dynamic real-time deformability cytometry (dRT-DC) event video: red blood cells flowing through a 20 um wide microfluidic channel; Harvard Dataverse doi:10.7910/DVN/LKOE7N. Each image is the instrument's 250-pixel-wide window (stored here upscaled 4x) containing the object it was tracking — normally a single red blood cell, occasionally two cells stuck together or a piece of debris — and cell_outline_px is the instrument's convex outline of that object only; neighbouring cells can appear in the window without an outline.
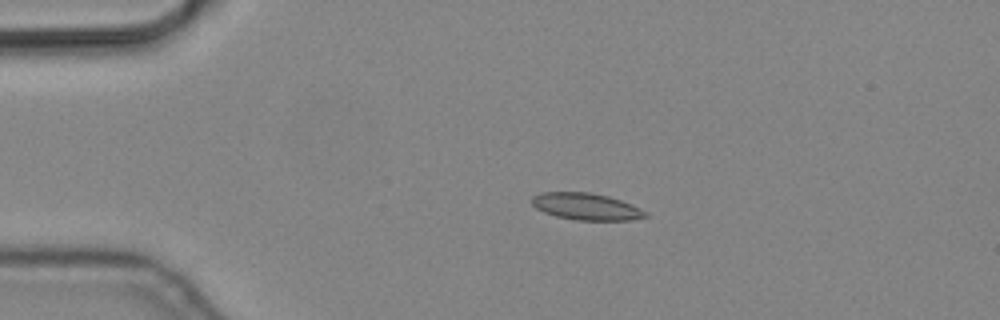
{"species": "common noctule bat (a hibernating species)", "species_latin": "Nyctalus noctula", "temperature_condition": "cold", "stored_images_in_passage": 8, "camera_frame_rate_fps": 3000, "um_per_image_px": 0.085, "animal": {"sex": "male", "body_mass_g": 19.2, "forearm_length_mm": 51.8}, "frame": {"image": 1, "passage_image": 1, "time_ms": 0.0, "image_size_px": [1000, 320], "cell_outline_px": [[648, 216], [632, 220], [576, 220], [556, 216], [544, 212], [536, 208], [532, 204], [532, 196], [540, 192], [588, 192], [608, 196], [632, 204], [648, 212]], "centroid_in_image_um": [49.83, 17.55], "position_along_channel_um": 35.2, "area_um2": 17.8}}
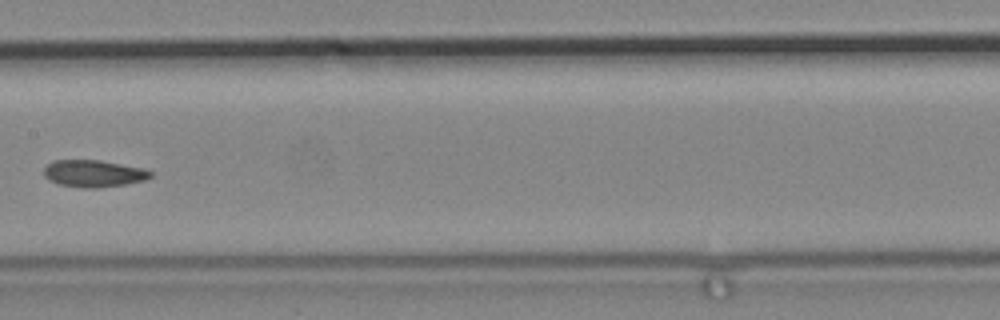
{"frame": {"image": 2, "passage_image": 5, "time_ms": 1.333, "image_size_px": [1000, 320], "cell_outline_px": [[152, 176], [144, 180], [124, 184], [96, 188], [84, 188], [56, 184], [48, 180], [44, 176], [44, 168], [52, 160], [100, 160], [144, 168], [152, 172]], "centroid_in_image_um": [7.92, 14.74], "position_along_channel_um": 199.5, "area_um2": 16.88}}
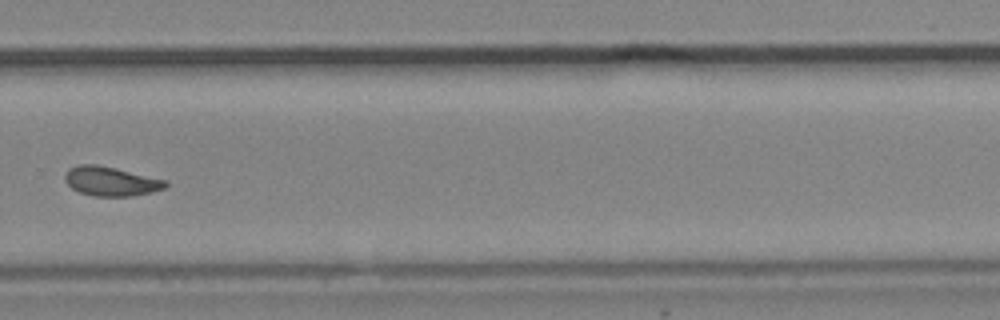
{"frame": {"image": 3, "passage_image": 8, "time_ms": 2.333, "image_size_px": [1000, 320], "cell_outline_px": [[168, 184], [164, 188], [132, 196], [92, 196], [80, 192], [72, 188], [64, 180], [64, 176], [68, 168], [76, 164], [96, 164], [168, 180]], "centroid_in_image_um": [9.39, 15.4], "position_along_channel_um": 320.4, "area_um2": 17.11}}